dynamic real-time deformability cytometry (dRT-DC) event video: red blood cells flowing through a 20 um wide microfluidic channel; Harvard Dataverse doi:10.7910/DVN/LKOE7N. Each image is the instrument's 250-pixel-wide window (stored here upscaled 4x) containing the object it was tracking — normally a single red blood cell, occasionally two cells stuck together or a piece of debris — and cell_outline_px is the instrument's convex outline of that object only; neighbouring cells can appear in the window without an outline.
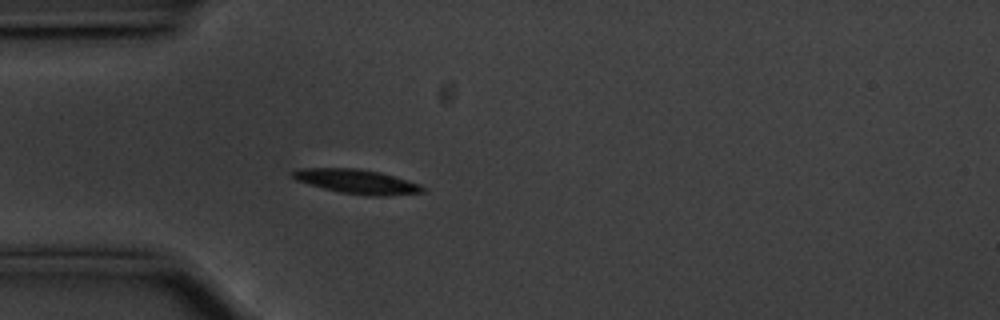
{"species": "common noctule bat (a hibernating species)", "species_latin": "Nyctalus noctula", "temperature_condition": "cold", "stored_images_in_passage": 39, "camera_frame_rate_fps": 3000, "um_per_image_px": 0.085, "animal": {"sex": "male", "body_mass_g": 20.1, "forearm_length_mm": 53.5}, "frame": {"image": 1, "passage_image": 10, "time_ms": 3.0, "image_size_px": [1000, 320], "cell_outline_px": [[424, 192], [388, 196], [372, 196], [340, 192], [308, 184], [296, 180], [288, 172], [300, 168], [360, 168], [380, 172], [408, 180], [420, 184], [424, 188]], "centroid_in_image_um": [30.32, 15.42], "position_along_channel_um": 54.7, "area_um2": 18.5}}
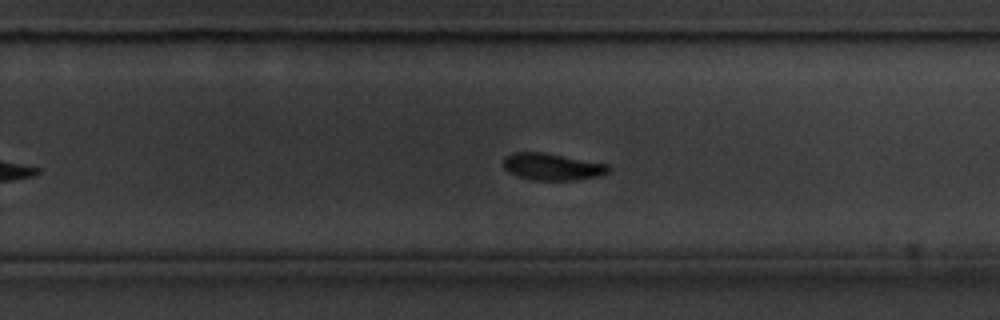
{"frame": {"image": 2, "passage_image": 30, "time_ms": 9.667, "image_size_px": [1000, 320], "cell_outline_px": [[612, 168], [608, 172], [600, 176], [576, 180], [532, 180], [516, 176], [508, 172], [504, 168], [504, 156], [512, 152], [544, 152], [608, 164]], "centroid_in_image_um": [46.93, 14.17], "position_along_channel_um": 282.9, "area_um2": 16.7}}
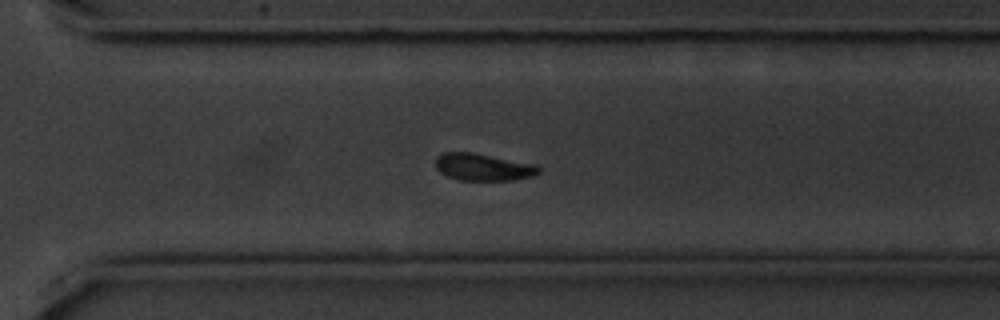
{"frame": {"image": 3, "passage_image": 34, "time_ms": 11.0, "image_size_px": [1000, 320], "cell_outline_px": [[540, 172], [532, 176], [512, 180], [460, 180], [448, 176], [440, 172], [436, 168], [436, 156], [444, 152], [472, 152], [540, 164]], "centroid_in_image_um": [41.11, 14.19], "position_along_channel_um": 329.5, "area_um2": 16.53}}